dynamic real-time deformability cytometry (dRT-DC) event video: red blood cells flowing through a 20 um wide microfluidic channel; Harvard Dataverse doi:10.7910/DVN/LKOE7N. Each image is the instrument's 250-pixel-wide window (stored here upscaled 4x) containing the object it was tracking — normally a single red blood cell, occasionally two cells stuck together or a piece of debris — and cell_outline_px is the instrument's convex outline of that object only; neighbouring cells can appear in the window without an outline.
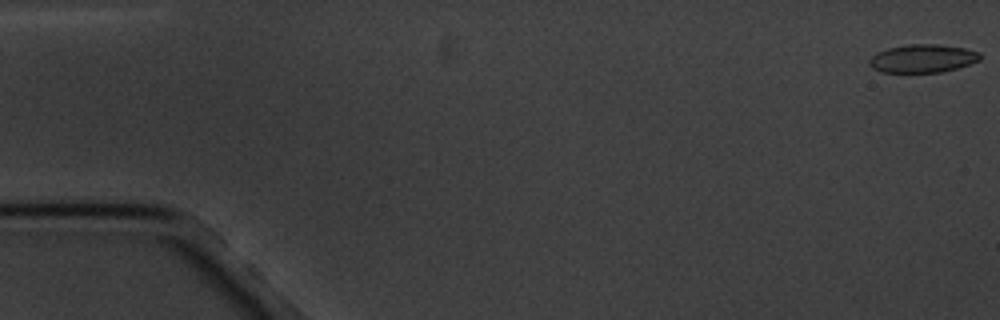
{"species": "common noctule bat (a hibernating species)", "species_latin": "Nyctalus noctula", "temperature_condition": "cold", "stored_images_in_passage": 10, "camera_frame_rate_fps": 3000, "um_per_image_px": 0.085, "animal": {"sex": "male", "body_mass_g": 20.1, "forearm_length_mm": 53.5}, "frame": {"image": 1, "passage_image": 1, "time_ms": 0.0, "image_size_px": [1000, 320], "cell_outline_px": [[980, 60], [956, 68], [940, 72], [880, 72], [872, 68], [868, 64], [868, 60], [872, 56], [888, 48], [908, 44], [940, 44], [964, 48], [980, 52]], "centroid_in_image_um": [78.41, 4.97], "position_along_channel_um": 6.6, "area_um2": 18.09}}
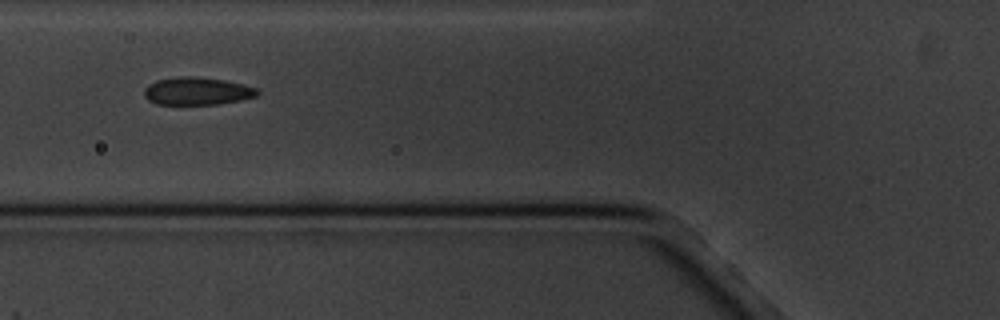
{"frame": {"image": 2, "passage_image": 7, "time_ms": 7.0, "image_size_px": [1000, 320], "cell_outline_px": [[260, 92], [256, 96], [240, 100], [216, 104], [156, 104], [148, 100], [144, 96], [144, 88], [148, 84], [156, 80], [180, 76], [192, 76], [224, 80], [244, 84], [256, 88]], "centroid_in_image_um": [16.73, 7.74], "position_along_channel_um": 109.1, "area_um2": 18.26}}
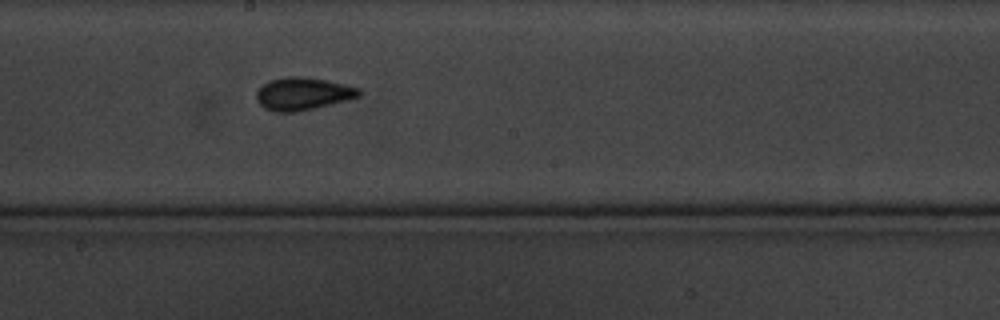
{"frame": {"image": 3, "passage_image": 10, "time_ms": 10.333, "image_size_px": [1000, 320], "cell_outline_px": [[360, 96], [348, 100], [316, 108], [296, 112], [276, 112], [264, 108], [256, 100], [256, 92], [268, 80], [288, 76], [300, 76], [324, 80], [344, 84], [360, 88]], "centroid_in_image_um": [25.73, 7.98], "position_along_channel_um": 222.5, "area_um2": 19.54}}